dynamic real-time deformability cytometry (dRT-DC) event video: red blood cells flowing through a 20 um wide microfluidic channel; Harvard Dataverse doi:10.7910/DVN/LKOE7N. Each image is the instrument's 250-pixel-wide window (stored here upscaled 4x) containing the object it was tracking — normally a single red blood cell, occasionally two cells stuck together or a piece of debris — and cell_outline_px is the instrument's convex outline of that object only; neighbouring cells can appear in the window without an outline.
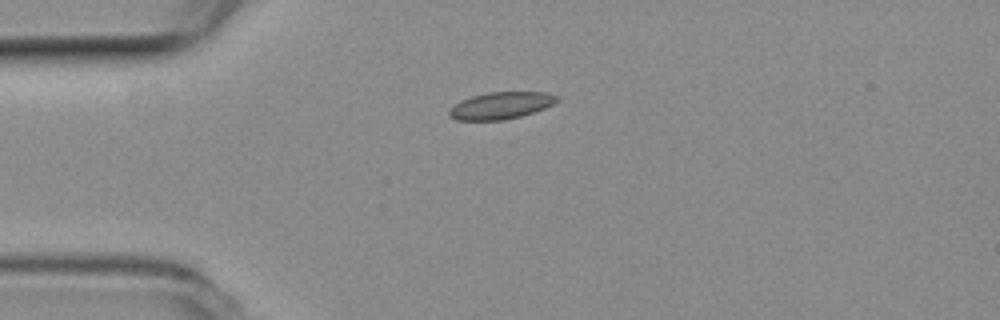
{"species": "common noctule bat (a hibernating species)", "species_latin": "Nyctalus noctula", "temperature_condition": "room temperature", "stored_images_in_passage": 42, "camera_frame_rate_fps": 3000, "um_per_image_px": 0.085, "animal": {"sex": "female", "body_mass_g": 19.3, "forearm_length_mm": 54.1}, "frame": {"image": 1, "passage_image": 1, "time_ms": 0.0, "image_size_px": [1000, 320], "cell_outline_px": [[560, 100], [544, 108], [520, 116], [500, 120], [456, 120], [448, 116], [448, 112], [460, 100], [472, 96], [488, 92], [544, 92], [560, 96]], "centroid_in_image_um": [42.58, 8.96], "position_along_channel_um": 42.4, "area_um2": 16.82}}
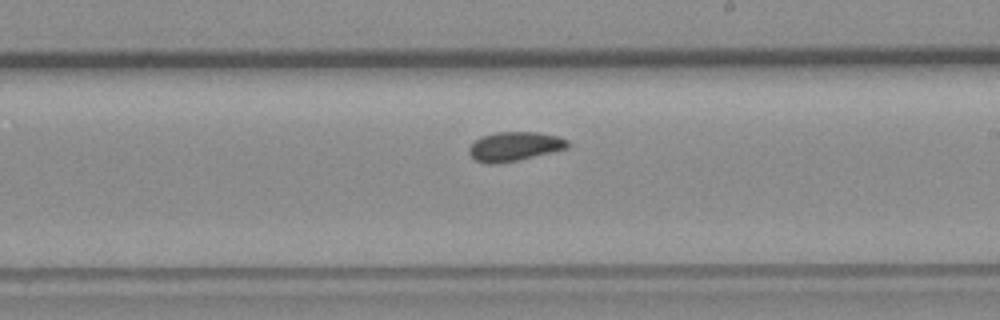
{"frame": {"image": 2, "passage_image": 19, "time_ms": 6.0, "image_size_px": [1000, 320], "cell_outline_px": [[568, 148], [516, 160], [496, 164], [488, 164], [476, 160], [468, 152], [468, 148], [480, 136], [496, 132], [536, 132], [560, 136], [568, 140]], "centroid_in_image_um": [43.72, 12.43], "position_along_channel_um": 245.3, "area_um2": 16.65}}
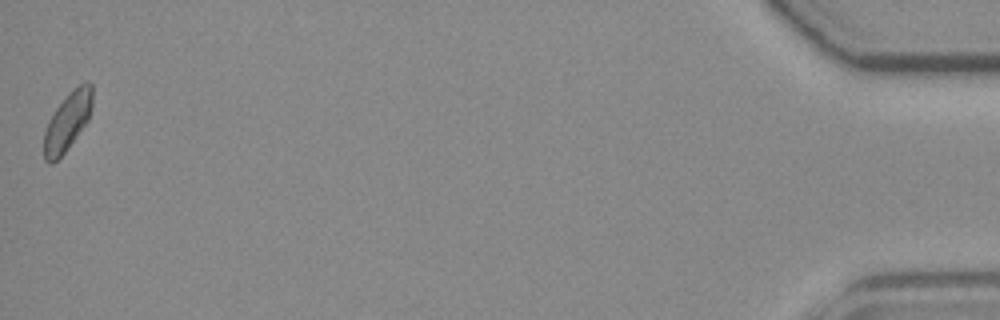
{"frame": {"image": 3, "passage_image": 42, "time_ms": 13.667, "image_size_px": [1000, 320], "cell_outline_px": [[92, 104], [88, 120], [64, 152], [52, 164], [48, 164], [44, 160], [44, 132], [48, 120], [56, 108], [84, 80], [88, 80], [92, 84]], "centroid_in_image_um": [5.73, 10.34], "position_along_channel_um": 429.5, "area_um2": 16.01}, "authors_computed_cell_mechanics": {"area_um2": 16.473, "velocity_mm_per_s": 3.7475, "shape_relaxation_time_tau1_ms": 10.7532, "shape_relaxation_time_tau2_ms": 5.3271, "deformation_change_tau1": 0.1552, "deformation_change_tau2": 0.0918}}